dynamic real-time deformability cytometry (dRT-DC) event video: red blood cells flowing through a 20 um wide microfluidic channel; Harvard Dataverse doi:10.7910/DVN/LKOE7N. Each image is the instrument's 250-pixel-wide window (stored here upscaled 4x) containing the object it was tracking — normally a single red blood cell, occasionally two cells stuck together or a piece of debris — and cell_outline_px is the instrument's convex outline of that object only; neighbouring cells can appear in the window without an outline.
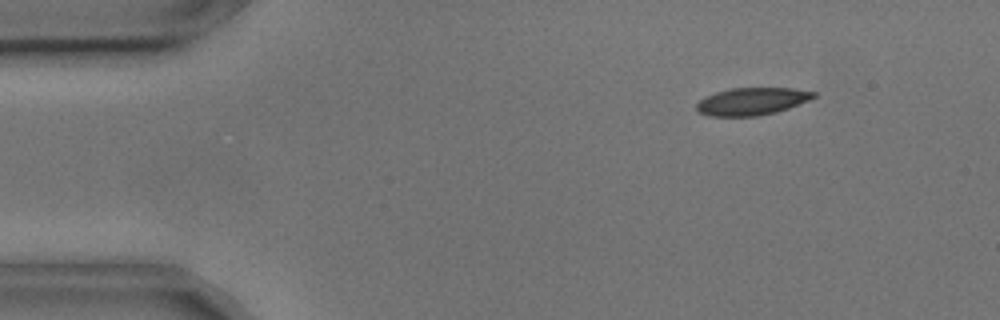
{"species": "common noctule bat (a hibernating species)", "species_latin": "Nyctalus noctula", "temperature_condition": "cold", "stored_images_in_passage": 52, "camera_frame_rate_fps": 3000, "um_per_image_px": 0.085, "animal": {"sex": "male", "body_mass_g": 17.9, "forearm_length_mm": 54.2}, "frame": {"image": 1, "passage_image": 4, "time_ms": 1.0, "image_size_px": [1000, 320], "cell_outline_px": [[816, 96], [808, 100], [788, 108], [776, 112], [756, 116], [708, 116], [700, 112], [696, 108], [696, 104], [704, 96], [716, 92], [732, 88], [796, 88], [816, 92]], "centroid_in_image_um": [63.9, 8.61], "position_along_channel_um": 21.1, "area_um2": 18.67}}
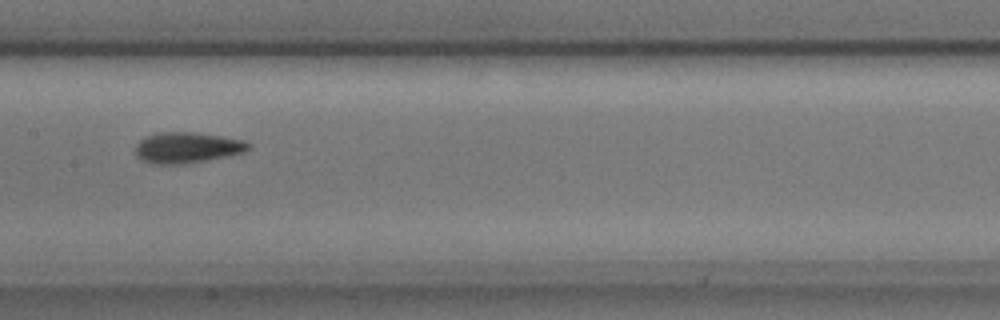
{"frame": {"image": 2, "passage_image": 24, "time_ms": 7.667, "image_size_px": [1000, 320], "cell_outline_px": [[252, 148], [244, 152], [204, 160], [180, 164], [152, 164], [140, 160], [136, 156], [136, 144], [140, 140], [148, 136], [160, 132], [200, 132], [244, 140], [252, 144]], "centroid_in_image_um": [15.91, 12.54], "position_along_channel_um": 191.5, "area_um2": 20.35}}
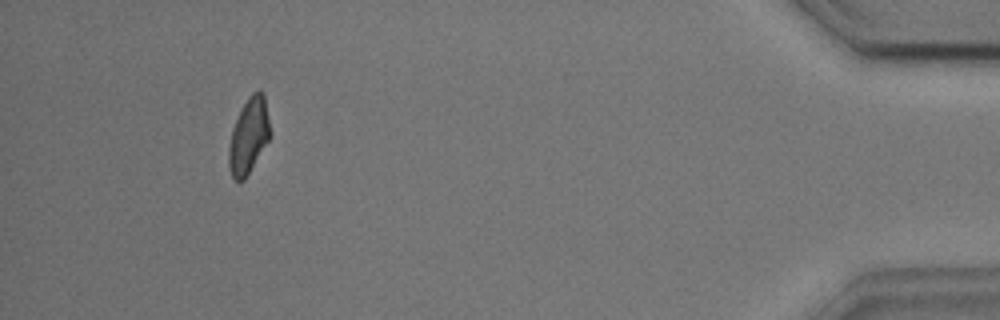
{"frame": {"image": 3, "passage_image": 48, "time_ms": 15.667, "image_size_px": [1000, 320], "cell_outline_px": [[272, 136], [244, 180], [236, 180], [232, 176], [228, 168], [228, 148], [232, 128], [248, 96], [252, 92], [260, 88], [264, 96], [272, 132]], "centroid_in_image_um": [21.16, 11.54], "position_along_channel_um": 414.0, "area_um2": 18.38}, "authors_computed_cell_mechanics": {"area_um2": 19.2763, "velocity_mm_per_s": 3.6189, "shape_relaxation_time_tau1_ms": 2.9947, "shape_relaxation_time_tau2_ms": 3.1228, "deformation_change_tau1": 0.0953, "deformation_change_tau2": 0.0701}}